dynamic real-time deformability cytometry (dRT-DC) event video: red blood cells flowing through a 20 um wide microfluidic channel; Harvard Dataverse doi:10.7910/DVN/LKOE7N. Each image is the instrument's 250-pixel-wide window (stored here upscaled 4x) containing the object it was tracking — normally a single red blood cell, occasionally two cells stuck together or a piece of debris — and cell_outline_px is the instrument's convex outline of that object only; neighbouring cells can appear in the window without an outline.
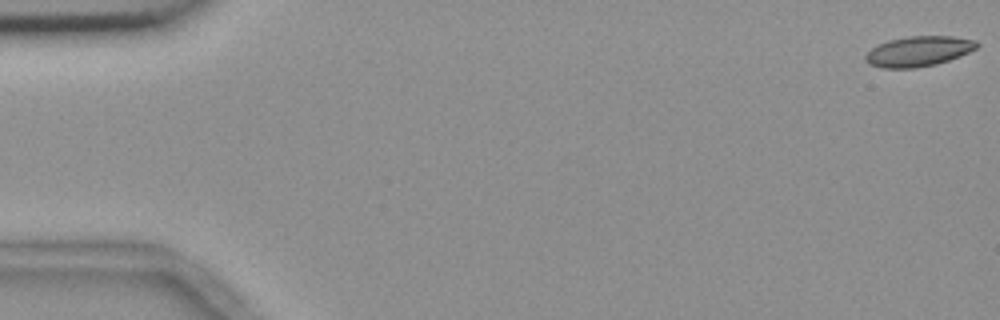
{"species": "common noctule bat (a hibernating species)", "species_latin": "Nyctalus noctula", "temperature_condition": "room temperature", "stored_images_in_passage": 56, "camera_frame_rate_fps": 3000, "um_per_image_px": 0.085, "animal": {"sex": "female", "body_mass_g": 18.4}, "frame": {"image": 1, "passage_image": 1, "time_ms": 0.0, "image_size_px": [1000, 320], "cell_outline_px": [[980, 44], [976, 48], [960, 56], [936, 64], [916, 68], [884, 68], [868, 64], [864, 60], [864, 56], [872, 48], [888, 40], [908, 36], [952, 36], [972, 40]], "centroid_in_image_um": [78.04, 4.36], "position_along_channel_um": 7.0, "area_um2": 19.48}}
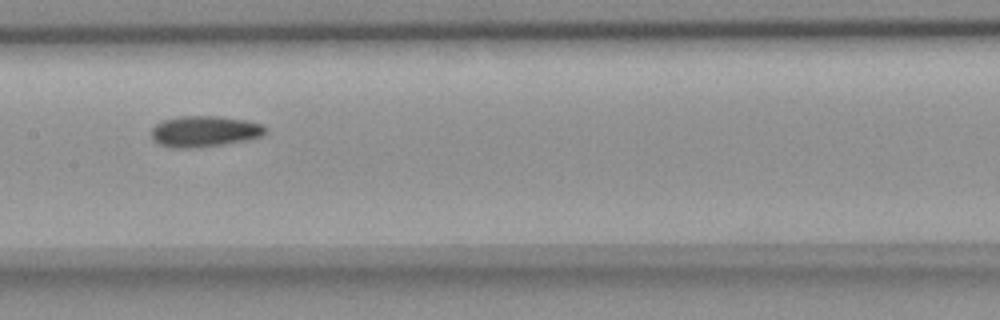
{"frame": {"image": 2, "passage_image": 28, "time_ms": 9.0, "image_size_px": [1000, 320], "cell_outline_px": [[268, 132], [264, 136], [244, 140], [196, 148], [172, 148], [160, 144], [152, 136], [152, 128], [156, 124], [164, 120], [180, 116], [220, 116], [248, 120], [264, 124], [268, 128]], "centroid_in_image_um": [17.45, 11.15], "position_along_channel_um": 189.9, "area_um2": 20.69}}
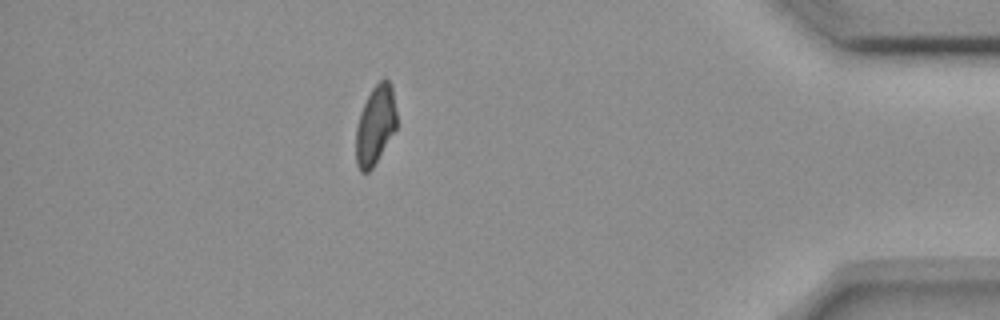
{"frame": {"image": 3, "passage_image": 49, "time_ms": 16.0, "image_size_px": [1000, 320], "cell_outline_px": [[396, 128], [372, 168], [368, 172], [360, 172], [356, 164], [356, 128], [360, 112], [372, 88], [384, 76], [392, 84], [396, 112]], "centroid_in_image_um": [31.9, 10.61], "position_along_channel_um": 403.3, "area_um2": 18.67}, "authors_computed_cell_mechanics": {"area_um2": 19.8543, "velocity_mm_per_s": 3.6806, "shape_relaxation_time_tau1_ms": 7.229, "shape_relaxation_time_tau2_ms": 5.6103, "deformation_change_tau1": 0.1634, "deformation_change_tau2": 0.1194}}